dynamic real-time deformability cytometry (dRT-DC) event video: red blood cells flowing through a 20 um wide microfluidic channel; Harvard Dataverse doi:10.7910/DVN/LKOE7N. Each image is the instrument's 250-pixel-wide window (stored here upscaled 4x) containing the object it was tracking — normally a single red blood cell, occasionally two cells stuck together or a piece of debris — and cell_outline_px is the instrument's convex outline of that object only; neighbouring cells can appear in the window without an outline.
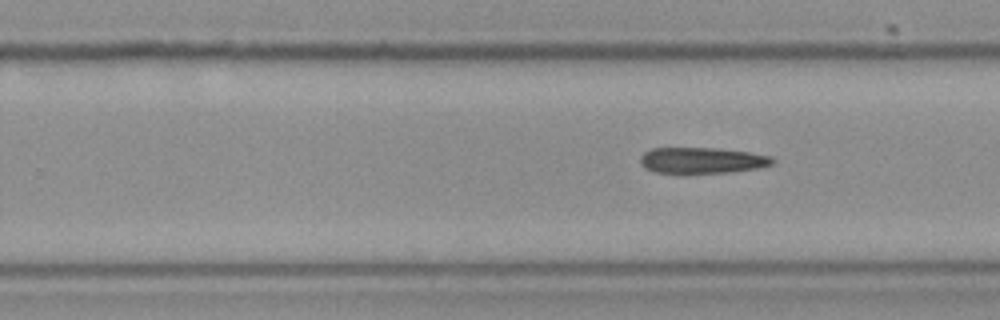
{"species": "Egyptian fruit bat (a non-hibernating species)", "species_latin": "Rousettus aegyptiacus", "temperature_condition": "cold", "stored_images_in_passage": 10, "segment_of_instrument_passage": [2, 2], "camera_frame_rate_fps": 3000, "um_per_image_px": 0.085, "frame": {"image": 1, "passage_image": 10, "time_ms": 3.0, "image_size_px": [1000, 320], "cell_outline_px": [[776, 160], [772, 164], [756, 168], [728, 172], [680, 176], [656, 172], [644, 168], [640, 164], [640, 156], [644, 152], [652, 148], [716, 148], [748, 152], [772, 156]], "centroid_in_image_um": [59.6, 13.67], "position_along_channel_um": 270.2, "area_um2": 20.81}}